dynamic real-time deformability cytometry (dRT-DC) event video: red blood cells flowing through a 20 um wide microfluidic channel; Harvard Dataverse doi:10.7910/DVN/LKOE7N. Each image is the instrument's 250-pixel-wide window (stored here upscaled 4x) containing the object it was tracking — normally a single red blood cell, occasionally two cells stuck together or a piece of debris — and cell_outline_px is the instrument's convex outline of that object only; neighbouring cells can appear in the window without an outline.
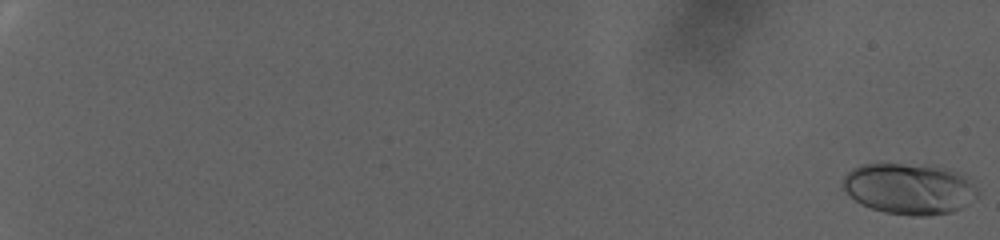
{"species": "human", "species_latin": "Homo sapiens", "temperature_condition": "warm", "stored_images_in_passage": 45, "camera_frame_rate_fps": 3000, "um_per_image_px": 0.085, "donor": {"sex": "female"}, "frame": {"image": 1, "passage_image": 1, "time_ms": 0.0, "image_size_px": [1000, 240], "cell_outline_px": [[980, 192], [968, 204], [952, 212], [928, 216], [908, 216], [884, 212], [860, 204], [840, 188], [840, 184], [844, 176], [852, 168], [860, 164], [900, 164], [952, 168], [964, 172], [968, 176]], "centroid_in_image_um": [77.29, 16.04], "position_along_channel_um": 7.7, "area_um2": 40.81}}
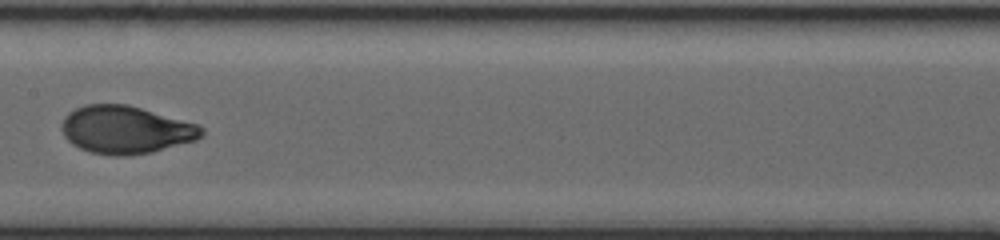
{"frame": {"image": 2, "passage_image": 25, "time_ms": 8.0, "image_size_px": [1000, 240], "cell_outline_px": [[204, 132], [196, 140], [152, 152], [128, 156], [116, 156], [92, 152], [80, 148], [72, 144], [64, 136], [60, 128], [60, 124], [64, 116], [68, 112], [84, 104], [128, 104], [200, 124], [204, 128]], "centroid_in_image_um": [10.68, 11.02], "position_along_channel_um": 196.7, "area_um2": 39.3}}
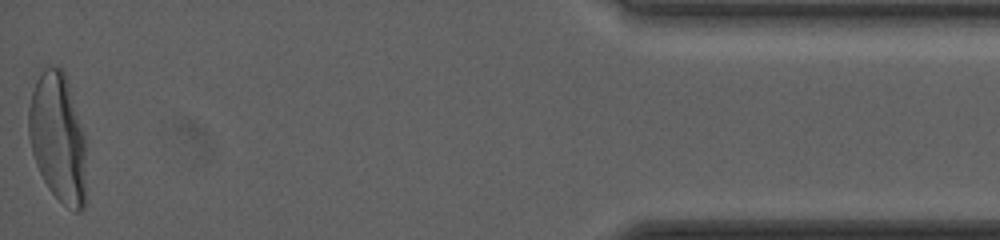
{"frame": {"image": 3, "passage_image": 45, "time_ms": 14.667, "image_size_px": [1000, 240], "cell_outline_px": [[84, 208], [80, 212], [76, 212], [64, 204], [48, 188], [36, 164], [32, 152], [28, 136], [28, 108], [32, 92], [36, 80], [44, 68], [60, 68], [64, 72], [84, 132]], "centroid_in_image_um": [4.89, 11.71], "position_along_channel_um": 430.3, "area_um2": 42.6}}